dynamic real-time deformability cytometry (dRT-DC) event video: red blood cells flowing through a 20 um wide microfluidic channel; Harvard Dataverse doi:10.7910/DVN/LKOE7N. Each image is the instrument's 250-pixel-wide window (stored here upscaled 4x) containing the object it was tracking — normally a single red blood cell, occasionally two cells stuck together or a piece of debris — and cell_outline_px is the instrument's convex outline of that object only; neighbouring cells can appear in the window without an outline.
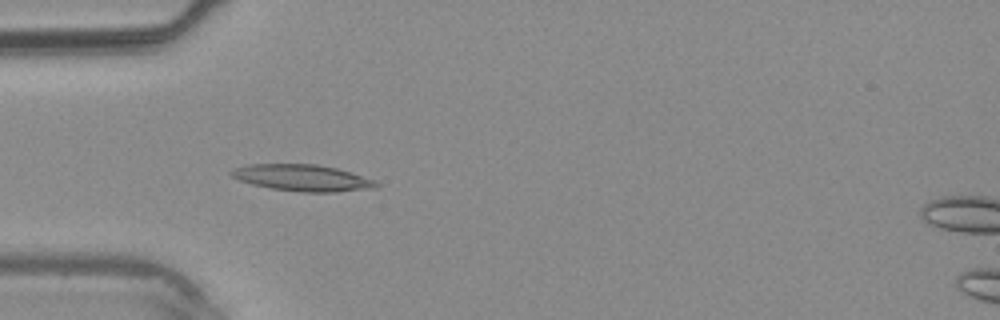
{"species": "common noctule bat (a hibernating species)", "species_latin": "Nyctalus noctula", "temperature_condition": "warm", "stored_images_in_passage": 25, "camera_frame_rate_fps": 3000, "um_per_image_px": 0.085, "animal": {"sex": "male", "body_mass_g": 20.4}, "frame": {"image": 1, "passage_image": 1, "time_ms": 0.0, "image_size_px": [1000, 320], "cell_outline_px": [[380, 184], [376, 188], [336, 192], [300, 192], [272, 188], [252, 184], [240, 180], [232, 176], [228, 172], [232, 168], [248, 164], [316, 164], [336, 168], [376, 180]], "centroid_in_image_um": [25.71, 15.11], "position_along_channel_um": 59.3, "area_um2": 22.43}}
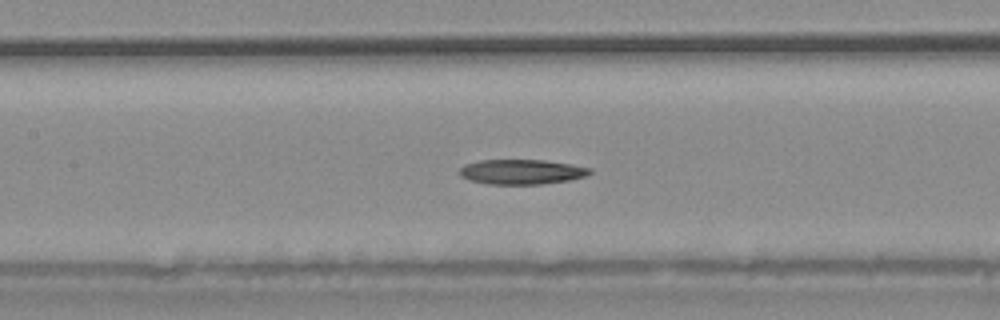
{"frame": {"image": 2, "passage_image": 7, "time_ms": 2.0, "image_size_px": [1000, 320], "cell_outline_px": [[592, 172], [584, 176], [568, 180], [540, 184], [488, 184], [468, 180], [460, 176], [460, 168], [464, 164], [480, 160], [544, 160], [572, 164], [592, 168]], "centroid_in_image_um": [44.31, 14.6], "position_along_channel_um": 163.1, "area_um2": 18.9}}
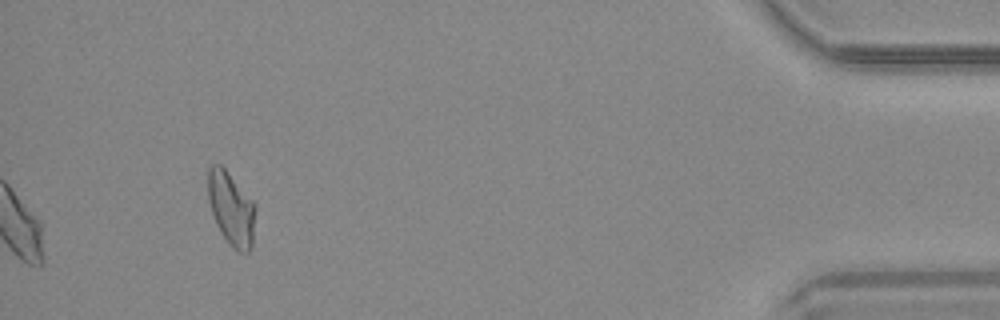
{"frame": {"image": 3, "passage_image": 25, "time_ms": 8.0, "image_size_px": [1000, 320], "cell_outline_px": [[252, 248], [248, 252], [240, 252], [232, 248], [216, 224], [208, 200], [208, 168], [212, 164], [220, 164], [224, 168], [252, 200]], "centroid_in_image_um": [19.59, 17.72], "position_along_channel_um": 415.6, "area_um2": 19.48}}